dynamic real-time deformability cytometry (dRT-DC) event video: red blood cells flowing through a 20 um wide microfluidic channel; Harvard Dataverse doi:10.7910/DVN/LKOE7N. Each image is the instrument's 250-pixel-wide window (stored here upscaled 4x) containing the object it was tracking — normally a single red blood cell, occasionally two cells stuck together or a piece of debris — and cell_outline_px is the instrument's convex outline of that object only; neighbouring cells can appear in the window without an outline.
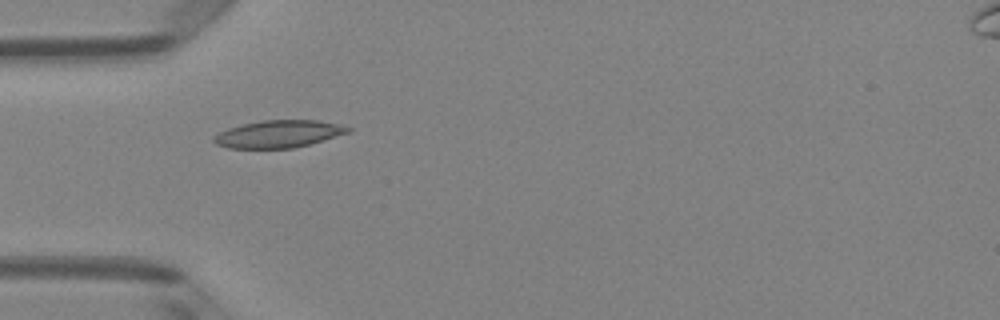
{"species": "Egyptian fruit bat (a non-hibernating species)", "species_latin": "Rousettus aegyptiacus", "temperature_condition": "room temperature", "stored_images_in_passage": 5, "camera_frame_rate_fps": 3000, "um_per_image_px": 0.085, "animal": {"sex": "female"}, "frame": {"image": 1, "passage_image": 4, "time_ms": 1.0, "image_size_px": [1000, 320], "cell_outline_px": [[352, 132], [308, 144], [292, 148], [228, 148], [216, 144], [212, 140], [212, 136], [228, 128], [244, 124], [264, 120], [316, 120], [340, 124], [352, 128]], "centroid_in_image_um": [23.69, 11.38], "position_along_channel_um": 61.3, "area_um2": 21.33}}
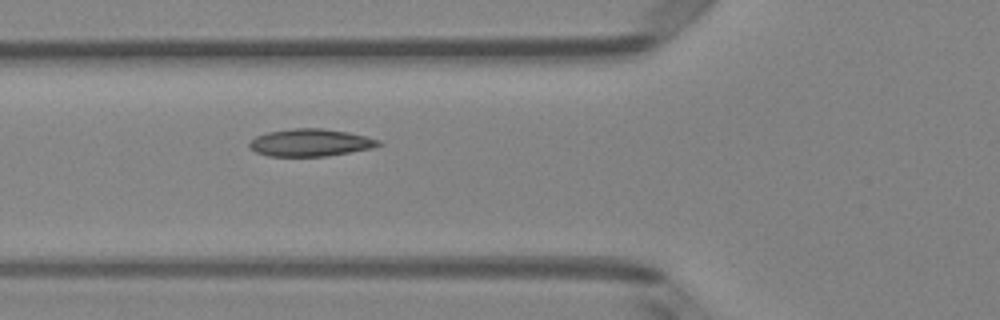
{"frame": {"image": 2, "passage_image": 5, "time_ms": 1.333, "image_size_px": [1000, 320], "cell_outline_px": [[384, 144], [372, 148], [328, 156], [268, 156], [256, 152], [248, 148], [248, 144], [256, 136], [268, 132], [292, 128], [324, 128], [348, 132], [380, 140]], "centroid_in_image_um": [26.38, 12.12], "position_along_channel_um": 99.4, "area_um2": 20.69}}